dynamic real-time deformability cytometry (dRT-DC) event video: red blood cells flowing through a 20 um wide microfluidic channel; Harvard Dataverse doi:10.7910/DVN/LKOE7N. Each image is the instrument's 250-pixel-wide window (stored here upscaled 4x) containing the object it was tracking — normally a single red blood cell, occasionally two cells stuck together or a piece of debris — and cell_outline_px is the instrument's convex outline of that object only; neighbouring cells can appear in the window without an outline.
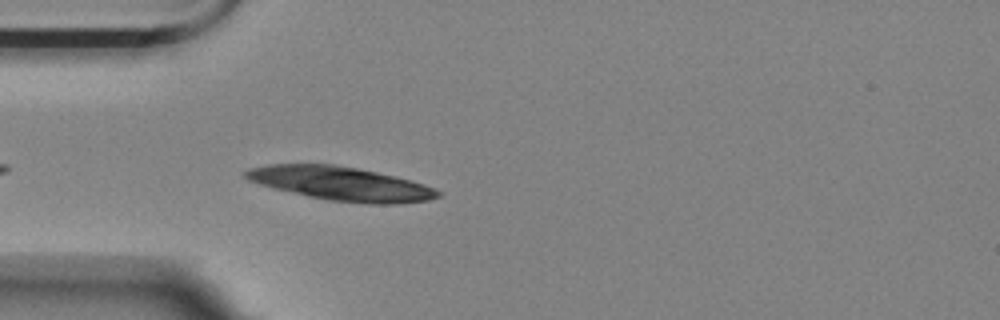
{"species": "Egyptian fruit bat (a non-hibernating species)", "species_latin": "Rousettus aegyptiacus", "temperature_condition": "room temperature", "stored_images_in_passage": 8, "camera_frame_rate_fps": 3000, "um_per_image_px": 0.085, "animal": {"sex": "female"}, "frame": {"image": 1, "passage_image": 4, "time_ms": 1.0, "image_size_px": [1000, 320], "cell_outline_px": [[444, 192], [440, 196], [428, 200], [400, 204], [368, 204], [328, 200], [308, 196], [272, 188], [248, 180], [240, 172], [248, 168], [268, 164], [332, 164], [356, 168], [396, 176], [424, 184], [436, 188]], "centroid_in_image_um": [28.98, 15.61], "position_along_channel_um": 56.0, "area_um2": 38.15}}